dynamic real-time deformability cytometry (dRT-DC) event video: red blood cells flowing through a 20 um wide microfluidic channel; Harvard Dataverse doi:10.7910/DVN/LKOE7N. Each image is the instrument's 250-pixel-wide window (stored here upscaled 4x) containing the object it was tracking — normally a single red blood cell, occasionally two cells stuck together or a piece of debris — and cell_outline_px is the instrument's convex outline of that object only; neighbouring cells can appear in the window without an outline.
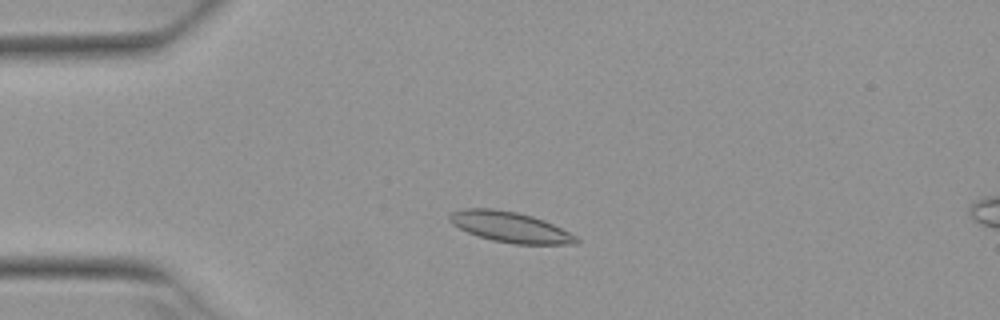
{"species": "Egyptian fruit bat (a non-hibernating species)", "species_latin": "Rousettus aegyptiacus", "temperature_condition": "warm", "stored_images_in_passage": 3, "segment_of_instrument_passage": [1, 2], "camera_frame_rate_fps": 3000, "um_per_image_px": 0.085, "animal": {"sex": "female"}, "frame": {"image": 1, "passage_image": 1, "time_ms": 0.0, "image_size_px": [1000, 320], "cell_outline_px": [[580, 240], [576, 244], [512, 244], [492, 240], [468, 232], [452, 224], [448, 220], [448, 216], [452, 212], [464, 208], [492, 208], [516, 212], [532, 216], [544, 220], [576, 236]], "centroid_in_image_um": [43.34, 19.3], "position_along_channel_um": 41.7, "area_um2": 22.37}}